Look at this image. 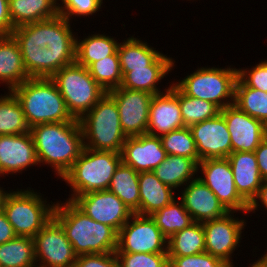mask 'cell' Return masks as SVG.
Listing matches in <instances>:
<instances>
[{"label":"cell","mask_w":267,"mask_h":267,"mask_svg":"<svg viewBox=\"0 0 267 267\" xmlns=\"http://www.w3.org/2000/svg\"><path fill=\"white\" fill-rule=\"evenodd\" d=\"M13 30L8 0H0V36H9Z\"/></svg>","instance_id":"cell-44"},{"label":"cell","mask_w":267,"mask_h":267,"mask_svg":"<svg viewBox=\"0 0 267 267\" xmlns=\"http://www.w3.org/2000/svg\"><path fill=\"white\" fill-rule=\"evenodd\" d=\"M16 237L12 225L9 223L6 214L0 212V244L6 243Z\"/></svg>","instance_id":"cell-47"},{"label":"cell","mask_w":267,"mask_h":267,"mask_svg":"<svg viewBox=\"0 0 267 267\" xmlns=\"http://www.w3.org/2000/svg\"><path fill=\"white\" fill-rule=\"evenodd\" d=\"M238 212H228L225 216L202 222L205 233V251L222 259L230 267H234L232 255L240 247L242 233L245 230V219L236 217ZM236 249V250H235ZM233 256V257H232Z\"/></svg>","instance_id":"cell-11"},{"label":"cell","mask_w":267,"mask_h":267,"mask_svg":"<svg viewBox=\"0 0 267 267\" xmlns=\"http://www.w3.org/2000/svg\"><path fill=\"white\" fill-rule=\"evenodd\" d=\"M76 37V62L88 68L93 62L113 55L119 42L115 37L106 36L105 33L89 34L79 39ZM85 38V39H84Z\"/></svg>","instance_id":"cell-29"},{"label":"cell","mask_w":267,"mask_h":267,"mask_svg":"<svg viewBox=\"0 0 267 267\" xmlns=\"http://www.w3.org/2000/svg\"><path fill=\"white\" fill-rule=\"evenodd\" d=\"M33 239L37 267H74L77 255L54 217Z\"/></svg>","instance_id":"cell-13"},{"label":"cell","mask_w":267,"mask_h":267,"mask_svg":"<svg viewBox=\"0 0 267 267\" xmlns=\"http://www.w3.org/2000/svg\"><path fill=\"white\" fill-rule=\"evenodd\" d=\"M238 78L247 86L267 92V60L251 68H238Z\"/></svg>","instance_id":"cell-42"},{"label":"cell","mask_w":267,"mask_h":267,"mask_svg":"<svg viewBox=\"0 0 267 267\" xmlns=\"http://www.w3.org/2000/svg\"><path fill=\"white\" fill-rule=\"evenodd\" d=\"M1 267H37L35 260L34 239L16 236L0 244Z\"/></svg>","instance_id":"cell-32"},{"label":"cell","mask_w":267,"mask_h":267,"mask_svg":"<svg viewBox=\"0 0 267 267\" xmlns=\"http://www.w3.org/2000/svg\"><path fill=\"white\" fill-rule=\"evenodd\" d=\"M120 267H169L167 253H115Z\"/></svg>","instance_id":"cell-40"},{"label":"cell","mask_w":267,"mask_h":267,"mask_svg":"<svg viewBox=\"0 0 267 267\" xmlns=\"http://www.w3.org/2000/svg\"><path fill=\"white\" fill-rule=\"evenodd\" d=\"M201 160L227 158L232 152L231 137L224 116L189 126Z\"/></svg>","instance_id":"cell-16"},{"label":"cell","mask_w":267,"mask_h":267,"mask_svg":"<svg viewBox=\"0 0 267 267\" xmlns=\"http://www.w3.org/2000/svg\"><path fill=\"white\" fill-rule=\"evenodd\" d=\"M103 0H58V12L70 22L73 17H89L97 13L103 6ZM73 16V17H72Z\"/></svg>","instance_id":"cell-39"},{"label":"cell","mask_w":267,"mask_h":267,"mask_svg":"<svg viewBox=\"0 0 267 267\" xmlns=\"http://www.w3.org/2000/svg\"><path fill=\"white\" fill-rule=\"evenodd\" d=\"M249 267H267V262L261 257H258L254 263L252 262Z\"/></svg>","instance_id":"cell-49"},{"label":"cell","mask_w":267,"mask_h":267,"mask_svg":"<svg viewBox=\"0 0 267 267\" xmlns=\"http://www.w3.org/2000/svg\"><path fill=\"white\" fill-rule=\"evenodd\" d=\"M30 132L22 106L8 91L0 95V135H18Z\"/></svg>","instance_id":"cell-33"},{"label":"cell","mask_w":267,"mask_h":267,"mask_svg":"<svg viewBox=\"0 0 267 267\" xmlns=\"http://www.w3.org/2000/svg\"><path fill=\"white\" fill-rule=\"evenodd\" d=\"M179 106L186 127L216 117L220 108L212 102L193 98L179 90Z\"/></svg>","instance_id":"cell-37"},{"label":"cell","mask_w":267,"mask_h":267,"mask_svg":"<svg viewBox=\"0 0 267 267\" xmlns=\"http://www.w3.org/2000/svg\"><path fill=\"white\" fill-rule=\"evenodd\" d=\"M63 16L14 28L25 69L30 78H51L76 60V33ZM75 33V34H74Z\"/></svg>","instance_id":"cell-1"},{"label":"cell","mask_w":267,"mask_h":267,"mask_svg":"<svg viewBox=\"0 0 267 267\" xmlns=\"http://www.w3.org/2000/svg\"><path fill=\"white\" fill-rule=\"evenodd\" d=\"M184 127L179 106V89L172 83L167 91L153 95L146 134L160 137Z\"/></svg>","instance_id":"cell-18"},{"label":"cell","mask_w":267,"mask_h":267,"mask_svg":"<svg viewBox=\"0 0 267 267\" xmlns=\"http://www.w3.org/2000/svg\"><path fill=\"white\" fill-rule=\"evenodd\" d=\"M258 169L263 180H267V136L255 149Z\"/></svg>","instance_id":"cell-45"},{"label":"cell","mask_w":267,"mask_h":267,"mask_svg":"<svg viewBox=\"0 0 267 267\" xmlns=\"http://www.w3.org/2000/svg\"><path fill=\"white\" fill-rule=\"evenodd\" d=\"M167 240L151 216L133 214L118 231L115 253H167Z\"/></svg>","instance_id":"cell-10"},{"label":"cell","mask_w":267,"mask_h":267,"mask_svg":"<svg viewBox=\"0 0 267 267\" xmlns=\"http://www.w3.org/2000/svg\"><path fill=\"white\" fill-rule=\"evenodd\" d=\"M162 146L167 155L183 156L199 163L196 143L189 127L171 131L160 136Z\"/></svg>","instance_id":"cell-38"},{"label":"cell","mask_w":267,"mask_h":267,"mask_svg":"<svg viewBox=\"0 0 267 267\" xmlns=\"http://www.w3.org/2000/svg\"><path fill=\"white\" fill-rule=\"evenodd\" d=\"M107 93L114 99L118 107L124 134L127 137L146 134L153 94L121 87Z\"/></svg>","instance_id":"cell-15"},{"label":"cell","mask_w":267,"mask_h":267,"mask_svg":"<svg viewBox=\"0 0 267 267\" xmlns=\"http://www.w3.org/2000/svg\"><path fill=\"white\" fill-rule=\"evenodd\" d=\"M166 156L160 137L148 134L127 137L121 150L122 162L138 173L153 171Z\"/></svg>","instance_id":"cell-21"},{"label":"cell","mask_w":267,"mask_h":267,"mask_svg":"<svg viewBox=\"0 0 267 267\" xmlns=\"http://www.w3.org/2000/svg\"><path fill=\"white\" fill-rule=\"evenodd\" d=\"M262 205L267 210V180L263 181L256 197L250 202L248 213H255V210L258 211L261 207H263Z\"/></svg>","instance_id":"cell-46"},{"label":"cell","mask_w":267,"mask_h":267,"mask_svg":"<svg viewBox=\"0 0 267 267\" xmlns=\"http://www.w3.org/2000/svg\"><path fill=\"white\" fill-rule=\"evenodd\" d=\"M205 251V233L201 222H194L167 240L168 256H189Z\"/></svg>","instance_id":"cell-31"},{"label":"cell","mask_w":267,"mask_h":267,"mask_svg":"<svg viewBox=\"0 0 267 267\" xmlns=\"http://www.w3.org/2000/svg\"><path fill=\"white\" fill-rule=\"evenodd\" d=\"M53 217L63 227L77 256L116 252L118 233L88 217L72 201H57Z\"/></svg>","instance_id":"cell-3"},{"label":"cell","mask_w":267,"mask_h":267,"mask_svg":"<svg viewBox=\"0 0 267 267\" xmlns=\"http://www.w3.org/2000/svg\"><path fill=\"white\" fill-rule=\"evenodd\" d=\"M88 70L91 76L106 93L119 88L122 84L123 75L121 73L117 51L113 55L93 62L88 67Z\"/></svg>","instance_id":"cell-36"},{"label":"cell","mask_w":267,"mask_h":267,"mask_svg":"<svg viewBox=\"0 0 267 267\" xmlns=\"http://www.w3.org/2000/svg\"><path fill=\"white\" fill-rule=\"evenodd\" d=\"M267 250V249H266ZM266 254H262L263 255V259L267 262V252H265Z\"/></svg>","instance_id":"cell-50"},{"label":"cell","mask_w":267,"mask_h":267,"mask_svg":"<svg viewBox=\"0 0 267 267\" xmlns=\"http://www.w3.org/2000/svg\"><path fill=\"white\" fill-rule=\"evenodd\" d=\"M175 60L161 54L150 66L145 68L134 69L123 75L121 88L129 90L146 91L153 95L163 93L170 88V85L164 90L158 87L159 82L174 70ZM167 75V76H166Z\"/></svg>","instance_id":"cell-22"},{"label":"cell","mask_w":267,"mask_h":267,"mask_svg":"<svg viewBox=\"0 0 267 267\" xmlns=\"http://www.w3.org/2000/svg\"><path fill=\"white\" fill-rule=\"evenodd\" d=\"M169 267H230L222 259L206 251L189 256H168Z\"/></svg>","instance_id":"cell-41"},{"label":"cell","mask_w":267,"mask_h":267,"mask_svg":"<svg viewBox=\"0 0 267 267\" xmlns=\"http://www.w3.org/2000/svg\"><path fill=\"white\" fill-rule=\"evenodd\" d=\"M238 69L198 67L182 80L172 83L185 95L212 102L220 109L234 104L235 84Z\"/></svg>","instance_id":"cell-8"},{"label":"cell","mask_w":267,"mask_h":267,"mask_svg":"<svg viewBox=\"0 0 267 267\" xmlns=\"http://www.w3.org/2000/svg\"><path fill=\"white\" fill-rule=\"evenodd\" d=\"M79 122L85 148L121 153L127 136L121 128L118 107L108 93Z\"/></svg>","instance_id":"cell-6"},{"label":"cell","mask_w":267,"mask_h":267,"mask_svg":"<svg viewBox=\"0 0 267 267\" xmlns=\"http://www.w3.org/2000/svg\"><path fill=\"white\" fill-rule=\"evenodd\" d=\"M13 28L59 15L58 0H8Z\"/></svg>","instance_id":"cell-27"},{"label":"cell","mask_w":267,"mask_h":267,"mask_svg":"<svg viewBox=\"0 0 267 267\" xmlns=\"http://www.w3.org/2000/svg\"><path fill=\"white\" fill-rule=\"evenodd\" d=\"M139 215L150 216L170 204L176 196L175 190L162 183L153 171L139 173ZM175 195V196H174Z\"/></svg>","instance_id":"cell-24"},{"label":"cell","mask_w":267,"mask_h":267,"mask_svg":"<svg viewBox=\"0 0 267 267\" xmlns=\"http://www.w3.org/2000/svg\"><path fill=\"white\" fill-rule=\"evenodd\" d=\"M231 137L232 152H254L267 136V126L236 105L220 110Z\"/></svg>","instance_id":"cell-17"},{"label":"cell","mask_w":267,"mask_h":267,"mask_svg":"<svg viewBox=\"0 0 267 267\" xmlns=\"http://www.w3.org/2000/svg\"><path fill=\"white\" fill-rule=\"evenodd\" d=\"M153 172L162 183L179 192L181 186L198 177V163L192 158L167 155Z\"/></svg>","instance_id":"cell-26"},{"label":"cell","mask_w":267,"mask_h":267,"mask_svg":"<svg viewBox=\"0 0 267 267\" xmlns=\"http://www.w3.org/2000/svg\"><path fill=\"white\" fill-rule=\"evenodd\" d=\"M30 132L18 135H0V176L17 175L39 165Z\"/></svg>","instance_id":"cell-19"},{"label":"cell","mask_w":267,"mask_h":267,"mask_svg":"<svg viewBox=\"0 0 267 267\" xmlns=\"http://www.w3.org/2000/svg\"><path fill=\"white\" fill-rule=\"evenodd\" d=\"M72 202L88 217L112 227L117 233L134 214L109 190L88 192L77 196Z\"/></svg>","instance_id":"cell-14"},{"label":"cell","mask_w":267,"mask_h":267,"mask_svg":"<svg viewBox=\"0 0 267 267\" xmlns=\"http://www.w3.org/2000/svg\"><path fill=\"white\" fill-rule=\"evenodd\" d=\"M10 192V190H5L3 187H0V212L3 211V205L5 198L7 194Z\"/></svg>","instance_id":"cell-48"},{"label":"cell","mask_w":267,"mask_h":267,"mask_svg":"<svg viewBox=\"0 0 267 267\" xmlns=\"http://www.w3.org/2000/svg\"><path fill=\"white\" fill-rule=\"evenodd\" d=\"M227 159L230 162L237 192L250 204L264 181L254 152H231Z\"/></svg>","instance_id":"cell-23"},{"label":"cell","mask_w":267,"mask_h":267,"mask_svg":"<svg viewBox=\"0 0 267 267\" xmlns=\"http://www.w3.org/2000/svg\"><path fill=\"white\" fill-rule=\"evenodd\" d=\"M138 179L139 173L121 162L111 178L108 190L117 195L134 214L139 215Z\"/></svg>","instance_id":"cell-30"},{"label":"cell","mask_w":267,"mask_h":267,"mask_svg":"<svg viewBox=\"0 0 267 267\" xmlns=\"http://www.w3.org/2000/svg\"><path fill=\"white\" fill-rule=\"evenodd\" d=\"M121 162V153L84 147L61 178L72 193L66 200L73 201L77 196L88 192L108 190L111 178Z\"/></svg>","instance_id":"cell-5"},{"label":"cell","mask_w":267,"mask_h":267,"mask_svg":"<svg viewBox=\"0 0 267 267\" xmlns=\"http://www.w3.org/2000/svg\"><path fill=\"white\" fill-rule=\"evenodd\" d=\"M180 191L178 197L184 208L192 216L194 222H205L225 216L229 211L219 201L217 196L200 179L188 182ZM181 195V196H180Z\"/></svg>","instance_id":"cell-20"},{"label":"cell","mask_w":267,"mask_h":267,"mask_svg":"<svg viewBox=\"0 0 267 267\" xmlns=\"http://www.w3.org/2000/svg\"><path fill=\"white\" fill-rule=\"evenodd\" d=\"M11 92L19 100L30 128L37 124L76 120L68 112L51 78H29Z\"/></svg>","instance_id":"cell-4"},{"label":"cell","mask_w":267,"mask_h":267,"mask_svg":"<svg viewBox=\"0 0 267 267\" xmlns=\"http://www.w3.org/2000/svg\"><path fill=\"white\" fill-rule=\"evenodd\" d=\"M150 216L167 239L194 223L192 216L184 208L183 202L178 197Z\"/></svg>","instance_id":"cell-34"},{"label":"cell","mask_w":267,"mask_h":267,"mask_svg":"<svg viewBox=\"0 0 267 267\" xmlns=\"http://www.w3.org/2000/svg\"><path fill=\"white\" fill-rule=\"evenodd\" d=\"M74 267H120L115 252L106 254L79 255Z\"/></svg>","instance_id":"cell-43"},{"label":"cell","mask_w":267,"mask_h":267,"mask_svg":"<svg viewBox=\"0 0 267 267\" xmlns=\"http://www.w3.org/2000/svg\"><path fill=\"white\" fill-rule=\"evenodd\" d=\"M128 37L118 44L121 73L150 66L162 53L140 38Z\"/></svg>","instance_id":"cell-28"},{"label":"cell","mask_w":267,"mask_h":267,"mask_svg":"<svg viewBox=\"0 0 267 267\" xmlns=\"http://www.w3.org/2000/svg\"><path fill=\"white\" fill-rule=\"evenodd\" d=\"M51 80L64 98L68 112L78 120L106 94L88 68L76 61L61 68Z\"/></svg>","instance_id":"cell-9"},{"label":"cell","mask_w":267,"mask_h":267,"mask_svg":"<svg viewBox=\"0 0 267 267\" xmlns=\"http://www.w3.org/2000/svg\"><path fill=\"white\" fill-rule=\"evenodd\" d=\"M234 105L267 126V92L247 87L237 78Z\"/></svg>","instance_id":"cell-35"},{"label":"cell","mask_w":267,"mask_h":267,"mask_svg":"<svg viewBox=\"0 0 267 267\" xmlns=\"http://www.w3.org/2000/svg\"><path fill=\"white\" fill-rule=\"evenodd\" d=\"M42 195L30 187L7 194L3 212L16 236L33 238L53 218L56 202L46 201Z\"/></svg>","instance_id":"cell-7"},{"label":"cell","mask_w":267,"mask_h":267,"mask_svg":"<svg viewBox=\"0 0 267 267\" xmlns=\"http://www.w3.org/2000/svg\"><path fill=\"white\" fill-rule=\"evenodd\" d=\"M198 175L229 212L248 213L249 204L236 190L227 158L206 159L198 163Z\"/></svg>","instance_id":"cell-12"},{"label":"cell","mask_w":267,"mask_h":267,"mask_svg":"<svg viewBox=\"0 0 267 267\" xmlns=\"http://www.w3.org/2000/svg\"><path fill=\"white\" fill-rule=\"evenodd\" d=\"M29 78L18 42L12 35L0 36V84L11 91Z\"/></svg>","instance_id":"cell-25"},{"label":"cell","mask_w":267,"mask_h":267,"mask_svg":"<svg viewBox=\"0 0 267 267\" xmlns=\"http://www.w3.org/2000/svg\"><path fill=\"white\" fill-rule=\"evenodd\" d=\"M37 159L48 165L58 178L71 168L83 148V132L78 119L68 122L37 124L30 128Z\"/></svg>","instance_id":"cell-2"}]
</instances>
